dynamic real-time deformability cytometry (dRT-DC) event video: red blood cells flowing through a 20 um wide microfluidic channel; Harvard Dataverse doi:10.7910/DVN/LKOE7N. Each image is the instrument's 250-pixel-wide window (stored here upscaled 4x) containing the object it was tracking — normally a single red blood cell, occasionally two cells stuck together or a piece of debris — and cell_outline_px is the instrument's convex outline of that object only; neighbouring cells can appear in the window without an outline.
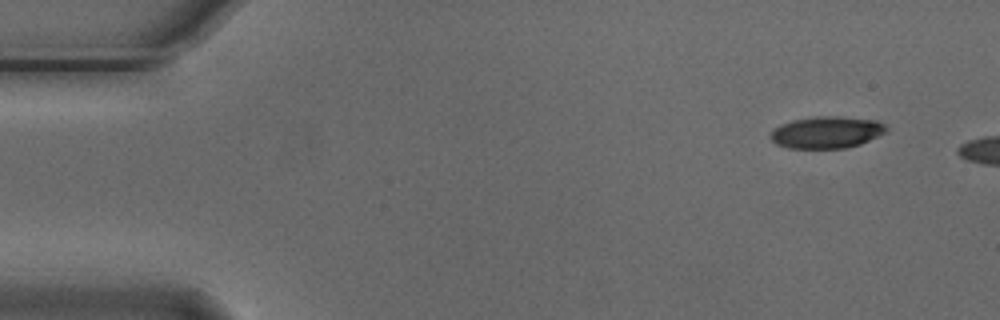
{"species": "Egyptian fruit bat (a non-hibernating species)", "species_latin": "Rousettus aegyptiacus", "temperature_condition": "cold", "stored_images_in_passage": 2, "camera_frame_rate_fps": 3000, "um_per_image_px": 0.085, "animal": {"sex": "male"}, "frame": {"image": 1, "passage_image": 1, "time_ms": 0.0, "image_size_px": [1000, 320], "cell_outline_px": [[888, 132], [860, 144], [844, 148], [788, 148], [776, 144], [772, 140], [772, 132], [780, 124], [792, 120], [816, 116], [836, 116], [876, 120], [884, 124], [888, 128]], "centroid_in_image_um": [70.3, 11.24], "position_along_channel_um": 14.7, "area_um2": 21.44}}